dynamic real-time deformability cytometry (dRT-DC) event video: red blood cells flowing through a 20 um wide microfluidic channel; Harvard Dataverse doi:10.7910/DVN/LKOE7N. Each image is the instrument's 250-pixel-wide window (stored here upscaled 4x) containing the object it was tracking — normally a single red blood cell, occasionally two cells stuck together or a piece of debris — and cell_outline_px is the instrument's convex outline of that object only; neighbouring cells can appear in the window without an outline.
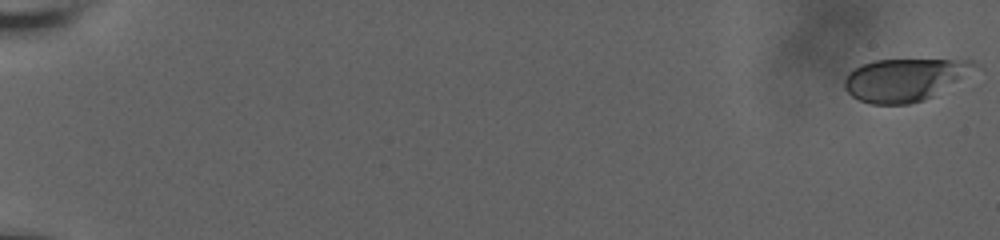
{"species": "human", "species_latin": "Homo sapiens", "temperature_condition": "room temperature", "stored_images_in_passage": 15, "camera_frame_rate_fps": 3000, "um_per_image_px": 0.085, "donor": {"sex": "male"}, "frame": {"image": 1, "passage_image": 1, "time_ms": 0.0, "image_size_px": [1000, 240], "cell_outline_px": [[984, 68], [932, 96], [924, 100], [908, 104], [872, 104], [860, 100], [852, 96], [844, 88], [844, 76], [848, 72], [860, 64], [872, 60], [972, 60], [980, 64]], "centroid_in_image_um": [76.96, 6.75], "position_along_channel_um": 8.0, "area_um2": 32.89}}
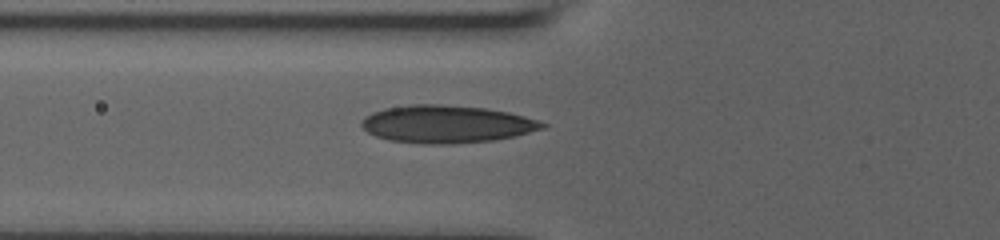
{"frame": {"image": 2, "passage_image": 13, "time_ms": 8.0, "image_size_px": [1000, 240], "cell_outline_px": [[548, 124], [544, 128], [516, 136], [492, 140], [452, 144], [420, 144], [388, 140], [376, 136], [368, 132], [360, 124], [364, 116], [372, 112], [384, 108], [412, 104], [440, 104], [484, 108], [508, 112], [540, 120]], "centroid_in_image_um": [37.95, 10.55], "position_along_channel_um": 87.9, "area_um2": 39.82}}
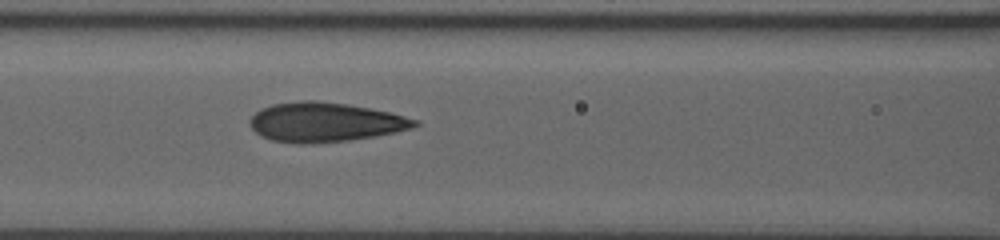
{"frame": {"image": 3, "passage_image": 15, "time_ms": 9.333, "image_size_px": [1000, 240], "cell_outline_px": [[420, 124], [412, 128], [396, 132], [376, 136], [348, 140], [308, 144], [296, 144], [272, 140], [260, 136], [252, 128], [248, 120], [256, 112], [272, 104], [300, 100], [316, 100], [348, 104], [388, 112], [420, 120]], "centroid_in_image_um": [27.62, 10.39], "position_along_channel_um": 139.0, "area_um2": 37.92}}